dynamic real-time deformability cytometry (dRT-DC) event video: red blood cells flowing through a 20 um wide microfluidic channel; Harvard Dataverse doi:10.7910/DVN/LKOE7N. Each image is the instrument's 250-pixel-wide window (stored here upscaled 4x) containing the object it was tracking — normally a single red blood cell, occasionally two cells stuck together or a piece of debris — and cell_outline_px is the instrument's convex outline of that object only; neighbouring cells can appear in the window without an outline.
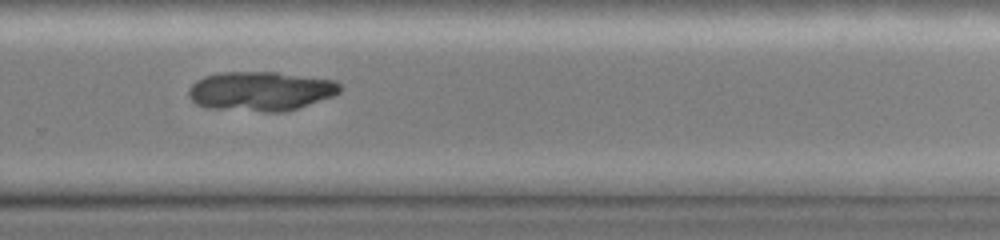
{"species": "common noctule bat (a hibernating species)", "species_latin": "Nyctalus noctula", "temperature_condition": "cold", "stored_images_in_passage": 32, "camera_frame_rate_fps": 3000, "um_per_image_px": 0.085, "animal": {"sex": "female", "body_mass_g": 19.0, "forearm_length_mm": 51.5}, "frame": {"image": 1, "passage_image": 18, "time_ms": 9.667, "image_size_px": [1000, 240], "cell_outline_px": [[340, 92], [332, 96], [284, 112], [264, 112], [208, 108], [196, 104], [188, 96], [188, 88], [196, 80], [204, 76], [220, 72], [276, 72], [336, 80], [340, 84]], "centroid_in_image_um": [22.12, 7.74], "position_along_channel_um": 307.7, "area_um2": 34.8}}
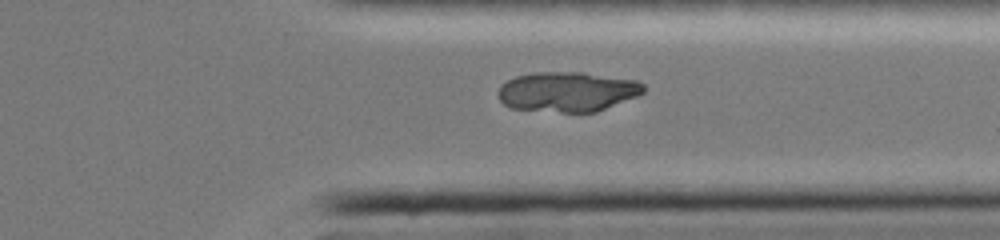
{"frame": {"image": 2, "passage_image": 22, "time_ms": 11.0, "image_size_px": [1000, 240], "cell_outline_px": [[644, 92], [636, 96], [596, 112], [560, 112], [508, 108], [496, 96], [496, 92], [500, 84], [516, 76], [536, 72], [584, 72], [636, 80], [644, 84]], "centroid_in_image_um": [48.18, 7.79], "position_along_channel_um": 363.2, "area_um2": 34.04}}
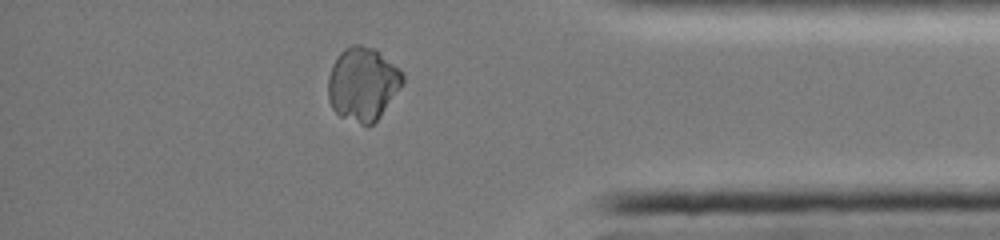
{"frame": {"image": 3, "passage_image": 26, "time_ms": 12.333, "image_size_px": [1000, 240], "cell_outline_px": [[404, 84], [380, 116], [368, 128], [340, 116], [332, 108], [328, 100], [328, 76], [332, 64], [340, 52], [344, 48], [352, 44], [360, 44], [376, 48], [404, 72]], "centroid_in_image_um": [30.85, 7.13], "position_along_channel_um": 404.4, "area_um2": 32.6}}